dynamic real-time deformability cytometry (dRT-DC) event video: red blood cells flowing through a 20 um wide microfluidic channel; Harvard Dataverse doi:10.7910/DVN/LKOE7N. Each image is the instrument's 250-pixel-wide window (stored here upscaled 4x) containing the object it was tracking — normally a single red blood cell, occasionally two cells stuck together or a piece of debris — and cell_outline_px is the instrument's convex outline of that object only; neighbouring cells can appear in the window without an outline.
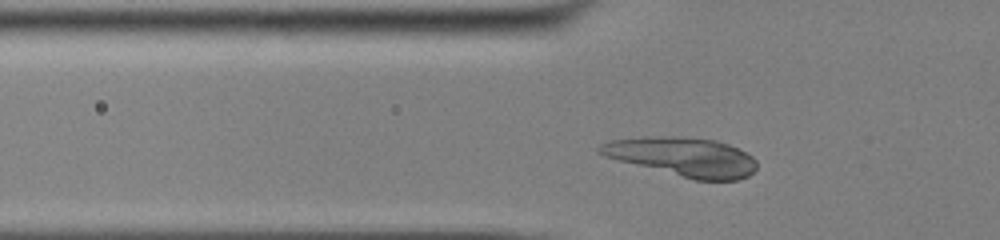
{"species": "common noctule bat (a hibernating species)", "species_latin": "Nyctalus noctula", "temperature_condition": "cold", "stored_images_in_passage": 40, "camera_frame_rate_fps": 3000, "um_per_image_px": 0.085, "animal": {"sex": "male", "body_mass_g": 13.0, "forearm_length_mm": 53.1}, "frame": {"image": 1, "passage_image": 9, "time_ms": 2.667, "image_size_px": [1000, 240], "cell_outline_px": [[756, 168], [748, 176], [740, 180], [692, 180], [604, 156], [596, 152], [596, 148], [600, 144], [608, 140], [644, 136], [680, 136], [716, 140], [728, 144], [752, 156], [756, 160]], "centroid_in_image_um": [57.99, 13.32], "position_along_channel_um": 67.8, "area_um2": 35.89}}
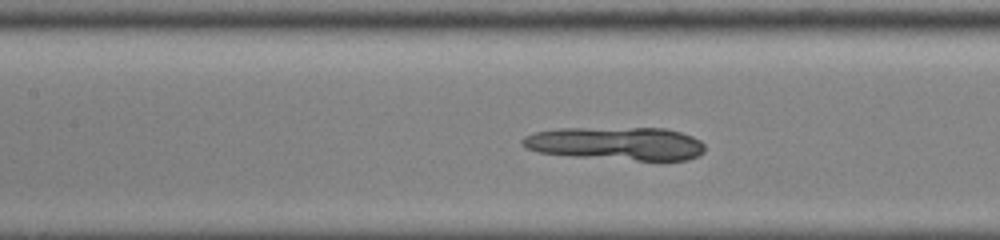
{"frame": {"image": 2, "passage_image": 16, "time_ms": 5.0, "image_size_px": [1000, 240], "cell_outline_px": [[704, 152], [688, 160], [636, 160], [572, 156], [540, 152], [528, 148], [520, 140], [524, 136], [536, 132], [560, 128], [664, 128], [680, 132], [692, 136], [700, 140], [704, 144]], "centroid_in_image_um": [52.41, 12.19], "position_along_channel_um": 155.0, "area_um2": 35.08}}
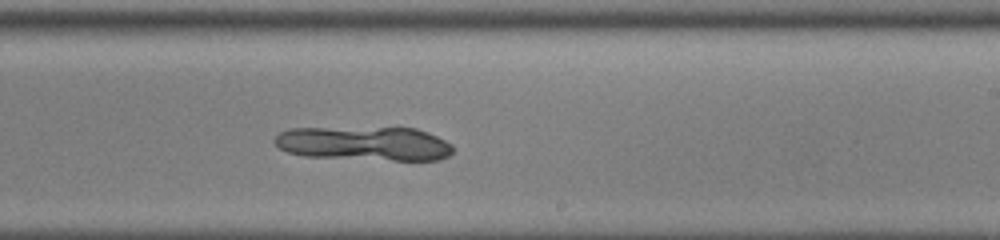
{"frame": {"image": 3, "passage_image": 24, "time_ms": 7.667, "image_size_px": [1000, 240], "cell_outline_px": [[452, 152], [448, 156], [440, 160], [392, 160], [304, 156], [288, 152], [280, 148], [272, 140], [280, 132], [288, 128], [416, 128], [428, 132], [452, 144]], "centroid_in_image_um": [30.97, 12.2], "position_along_channel_um": 258.0, "area_um2": 35.37}}